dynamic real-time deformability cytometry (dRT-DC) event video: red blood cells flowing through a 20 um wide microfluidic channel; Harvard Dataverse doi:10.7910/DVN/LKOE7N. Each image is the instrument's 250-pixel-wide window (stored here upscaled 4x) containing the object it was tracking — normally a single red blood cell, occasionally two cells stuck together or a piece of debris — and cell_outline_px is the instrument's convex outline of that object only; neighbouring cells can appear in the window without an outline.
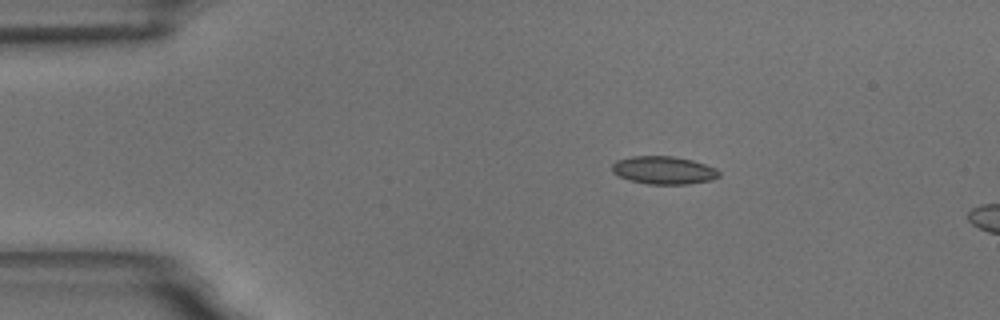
{"species": "common noctule bat (a hibernating species)", "species_latin": "Nyctalus noctula", "temperature_condition": "room temperature", "stored_images_in_passage": 16, "camera_frame_rate_fps": 3000, "um_per_image_px": 0.085, "animal": {"sex": "male", "body_mass_g": 18.8}, "frame": {"image": 1, "passage_image": 10, "time_ms": 3.0, "image_size_px": [1000, 320], "cell_outline_px": [[720, 176], [712, 180], [688, 184], [648, 184], [628, 180], [612, 172], [612, 164], [616, 160], [632, 156], [672, 156], [692, 160], [716, 168], [720, 172]], "centroid_in_image_um": [56.41, 14.47], "position_along_channel_um": 28.6, "area_um2": 17.46}}